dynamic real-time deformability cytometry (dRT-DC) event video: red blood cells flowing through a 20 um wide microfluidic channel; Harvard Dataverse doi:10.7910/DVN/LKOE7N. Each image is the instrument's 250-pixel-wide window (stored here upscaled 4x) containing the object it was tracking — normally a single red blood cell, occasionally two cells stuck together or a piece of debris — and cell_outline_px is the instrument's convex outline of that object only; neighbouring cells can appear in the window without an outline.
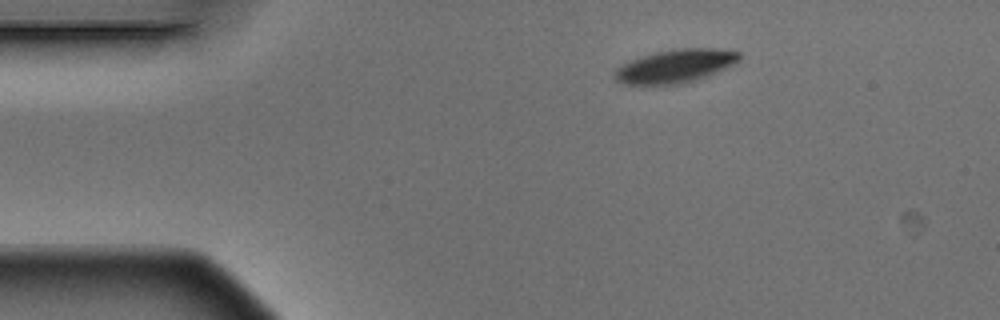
{"species": "Egyptian fruit bat (a non-hibernating species)", "species_latin": "Rousettus aegyptiacus", "temperature_condition": "warm", "stored_images_in_passage": 3, "camera_frame_rate_fps": 3000, "um_per_image_px": 0.085, "animal": {"sex": "male"}, "frame": {"image": 1, "passage_image": 1, "time_ms": 0.0, "image_size_px": [1000, 320], "cell_outline_px": [[740, 60], [736, 64], [708, 76], [680, 84], [628, 84], [616, 80], [616, 68], [632, 60], [656, 52], [676, 48], [716, 48], [740, 52]], "centroid_in_image_um": [57.49, 5.6], "position_along_channel_um": 27.5, "area_um2": 23.93}}